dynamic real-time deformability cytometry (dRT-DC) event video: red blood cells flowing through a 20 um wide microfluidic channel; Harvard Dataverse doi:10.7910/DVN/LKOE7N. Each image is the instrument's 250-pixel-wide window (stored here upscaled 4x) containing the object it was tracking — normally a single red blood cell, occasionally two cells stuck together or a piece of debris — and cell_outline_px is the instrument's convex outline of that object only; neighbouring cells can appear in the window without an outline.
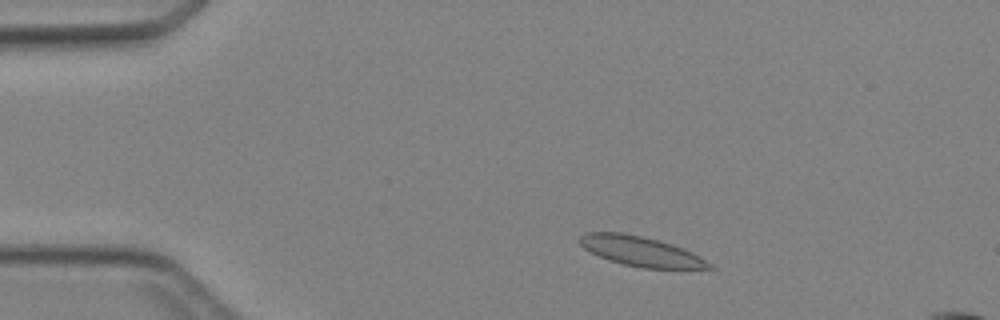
{"species": "Egyptian fruit bat (a non-hibernating species)", "species_latin": "Rousettus aegyptiacus", "temperature_condition": "cold", "stored_images_in_passage": 4, "segment_of_instrument_passage": [1, 2], "camera_frame_rate_fps": 3000, "um_per_image_px": 0.085, "animal": {"sex": "female"}, "frame": {"image": 1, "passage_image": 2, "time_ms": 1.333, "image_size_px": [1000, 320], "cell_outline_px": [[716, 268], [644, 268], [624, 264], [608, 260], [584, 248], [576, 240], [584, 232], [620, 232], [640, 236], [672, 244], [692, 252], [700, 256], [712, 264]], "centroid_in_image_um": [54.44, 21.35], "position_along_channel_um": 30.6, "area_um2": 22.25}}